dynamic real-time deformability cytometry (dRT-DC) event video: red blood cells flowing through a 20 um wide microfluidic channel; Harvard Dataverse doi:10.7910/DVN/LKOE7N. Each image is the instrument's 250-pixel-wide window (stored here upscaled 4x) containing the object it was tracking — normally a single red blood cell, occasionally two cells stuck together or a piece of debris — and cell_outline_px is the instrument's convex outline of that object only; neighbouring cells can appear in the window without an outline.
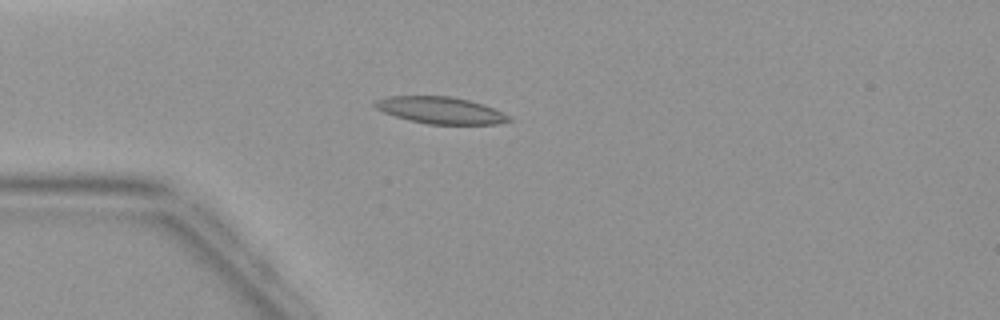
{"species": "common noctule bat (a hibernating species)", "species_latin": "Nyctalus noctula", "temperature_condition": "warm", "stored_images_in_passage": 2, "camera_frame_rate_fps": 3000, "um_per_image_px": 0.085, "animal": {"sex": "female", "body_mass_g": 19.9}, "frame": {"image": 1, "passage_image": 2, "time_ms": 1.333, "image_size_px": [1000, 320], "cell_outline_px": [[512, 120], [496, 124], [428, 124], [408, 120], [384, 112], [376, 108], [372, 104], [376, 100], [388, 96], [452, 96], [484, 104], [512, 116]], "centroid_in_image_um": [37.47, 9.37], "position_along_channel_um": 47.5, "area_um2": 20.98}}